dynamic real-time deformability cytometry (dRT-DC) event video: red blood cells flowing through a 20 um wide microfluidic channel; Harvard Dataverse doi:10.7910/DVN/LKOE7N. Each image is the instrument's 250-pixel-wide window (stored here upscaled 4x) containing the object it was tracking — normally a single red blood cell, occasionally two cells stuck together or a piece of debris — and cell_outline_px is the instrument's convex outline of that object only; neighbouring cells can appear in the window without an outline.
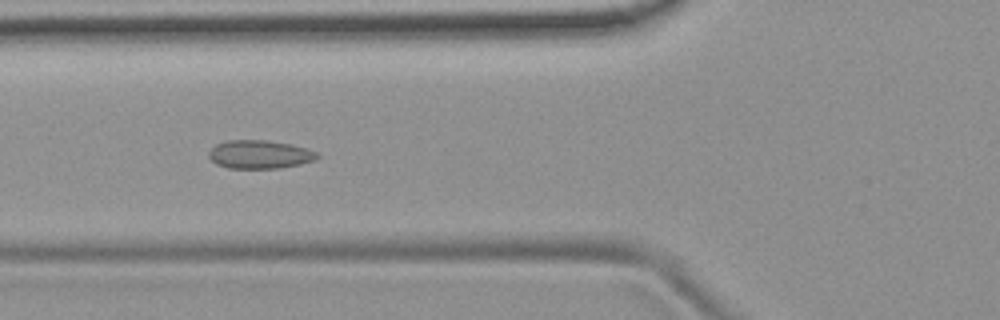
{"species": "common noctule bat (a hibernating species)", "species_latin": "Nyctalus noctula", "temperature_condition": "room temperature", "stored_images_in_passage": 40, "camera_frame_rate_fps": 3000, "um_per_image_px": 0.085, "animal": {"sex": "female", "body_mass_g": 19.9}, "frame": {"image": 1, "passage_image": 11, "time_ms": 3.333, "image_size_px": [1000, 320], "cell_outline_px": [[320, 156], [316, 160], [300, 164], [280, 168], [228, 168], [216, 164], [208, 156], [208, 152], [216, 144], [228, 140], [268, 140], [292, 144], [308, 148], [316, 152]], "centroid_in_image_um": [22.09, 13.12], "position_along_channel_um": 103.7, "area_um2": 18.09}}
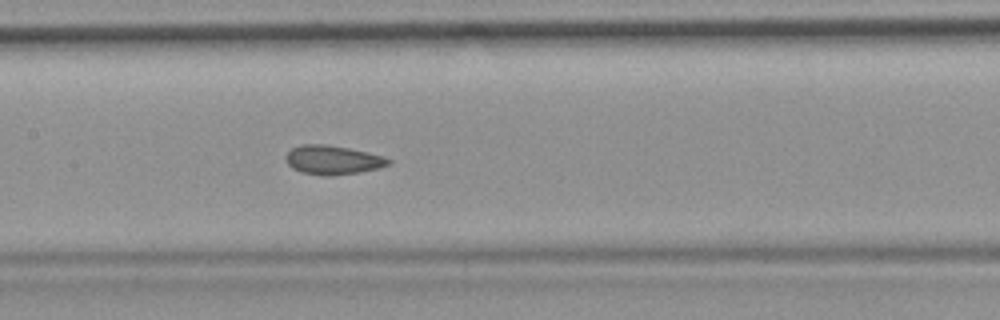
{"frame": {"image": 2, "passage_image": 17, "time_ms": 5.333, "image_size_px": [1000, 320], "cell_outline_px": [[392, 160], [388, 164], [380, 168], [360, 172], [332, 176], [324, 176], [300, 172], [292, 168], [288, 164], [284, 156], [292, 148], [300, 144], [328, 144], [368, 152], [384, 156]], "centroid_in_image_um": [28.27, 13.6], "position_along_channel_um": 179.1, "area_um2": 17.57}}
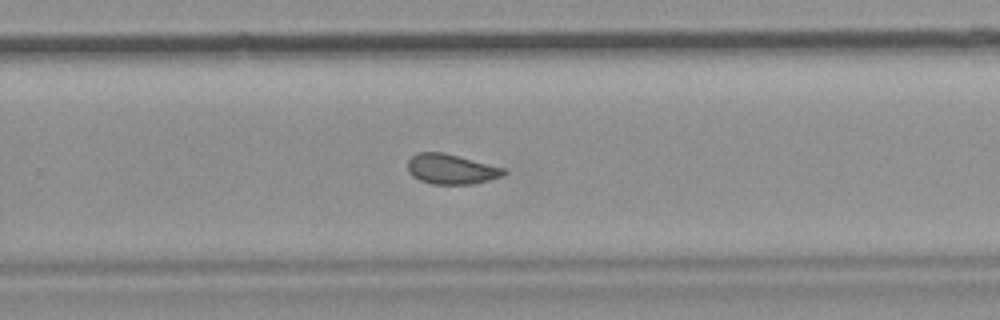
{"frame": {"image": 3, "passage_image": 26, "time_ms": 8.333, "image_size_px": [1000, 320], "cell_outline_px": [[508, 172], [504, 176], [472, 184], [432, 184], [420, 180], [412, 176], [408, 172], [408, 160], [416, 152], [444, 152], [508, 168]], "centroid_in_image_um": [38.4, 14.36], "position_along_channel_um": 291.4, "area_um2": 17.17}, "authors_computed_cell_mechanics": {"area_um2": 17.0221, "velocity_mm_per_s": 3.7604, "shape_relaxation_time_tau1_ms": null, "shape_relaxation_time_tau2_ms": 1.3643, "deformation_change_tau1": null, "deformation_change_tau2": 0.0527}}